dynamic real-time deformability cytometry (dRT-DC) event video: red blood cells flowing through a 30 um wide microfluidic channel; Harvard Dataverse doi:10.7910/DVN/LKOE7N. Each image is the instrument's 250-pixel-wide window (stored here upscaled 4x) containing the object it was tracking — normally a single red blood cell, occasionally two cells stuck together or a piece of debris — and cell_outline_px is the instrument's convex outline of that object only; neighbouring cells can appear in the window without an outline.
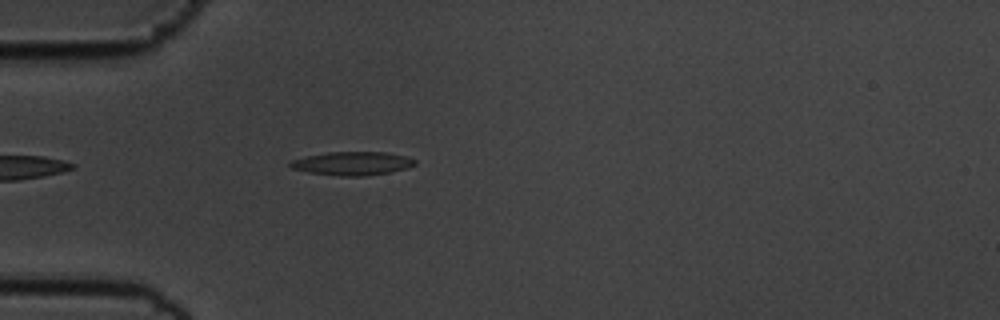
{"species": "common noctule bat (a hibernating species)", "species_latin": "Nyctalus noctula", "temperature_condition": "cold", "stored_images_in_passage": 44, "camera_frame_rate_fps": 3000, "um_per_image_px": 0.085, "animal": {"sex": "male", "body_mass_g": 19.5, "forearm_length_mm": 54.6}, "frame": {"image": 1, "passage_image": 4, "time_ms": 1.0, "image_size_px": [1000, 320], "cell_outline_px": [[416, 164], [408, 168], [388, 172], [364, 176], [340, 176], [308, 172], [292, 168], [288, 164], [292, 160], [308, 156], [328, 152], [384, 152], [408, 156], [416, 160]], "centroid_in_image_um": [29.98, 13.89], "position_along_channel_um": 55.0, "area_um2": 16.99}}
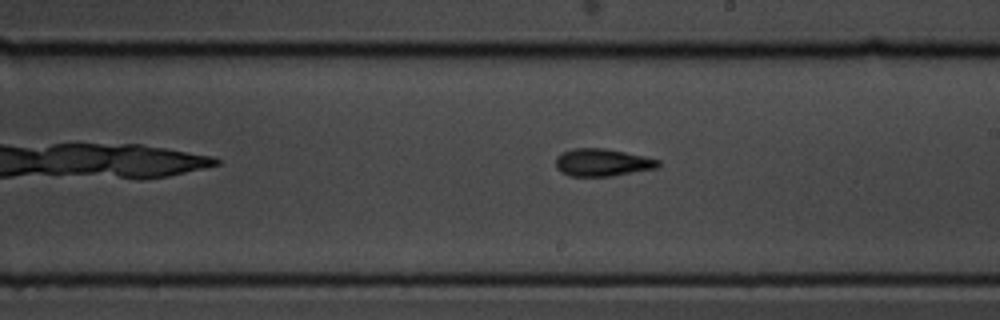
{"frame": {"image": 2, "passage_image": 20, "time_ms": 6.333, "image_size_px": [1000, 320], "cell_outline_px": [[660, 164], [656, 168], [612, 176], [568, 176], [560, 172], [556, 168], [556, 156], [564, 152], [576, 148], [604, 148], [644, 156], [660, 160]], "centroid_in_image_um": [51.18, 13.82], "position_along_channel_um": 237.8, "area_um2": 16.36}}
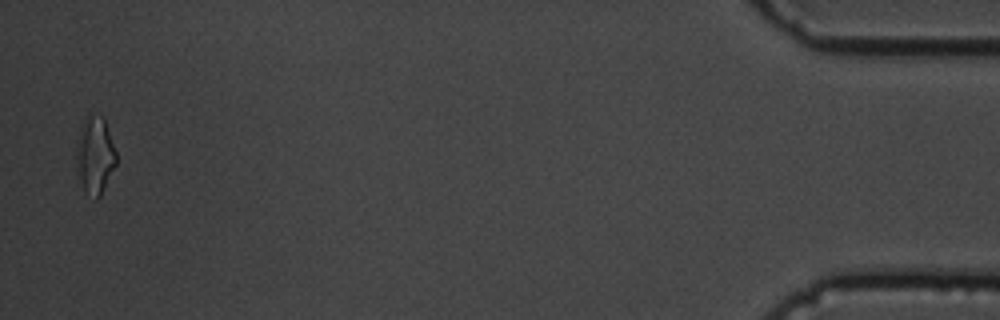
{"frame": {"image": 3, "passage_image": 43, "time_ms": 14.0, "image_size_px": [1000, 320], "cell_outline_px": [[116, 164], [100, 196], [96, 200], [84, 188], [76, 172], [76, 148], [80, 124], [88, 112], [104, 116], [116, 152]], "centroid_in_image_um": [8.05, 13.11], "position_along_channel_um": 427.1, "area_um2": 18.21}, "authors_computed_cell_mechanics": {"area_um2": 16.0973, "velocity_mm_per_s": 3.5712, "shape_relaxation_time_tau1_ms": 4.2322, "shape_relaxation_time_tau2_ms": 3.8691, "deformation_change_tau1": 0.1756, "deformation_change_tau2": 0.136}}